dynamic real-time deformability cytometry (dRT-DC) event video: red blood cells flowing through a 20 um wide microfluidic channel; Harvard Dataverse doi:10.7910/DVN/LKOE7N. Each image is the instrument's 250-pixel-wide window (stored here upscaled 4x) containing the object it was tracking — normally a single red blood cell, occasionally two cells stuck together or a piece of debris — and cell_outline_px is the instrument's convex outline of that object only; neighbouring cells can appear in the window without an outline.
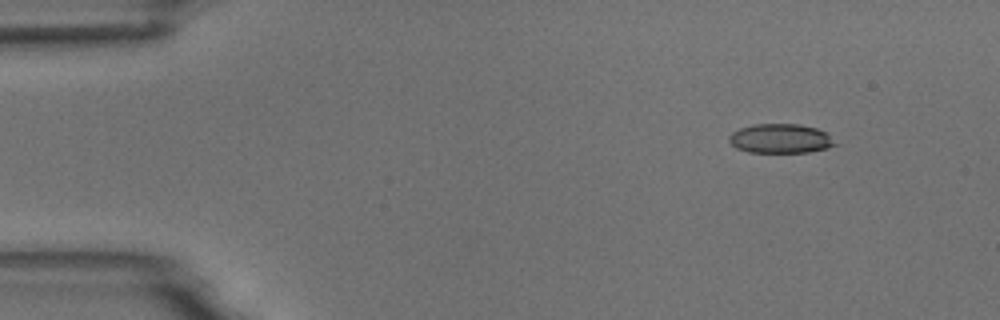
{"species": "common noctule bat (a hibernating species)", "species_latin": "Nyctalus noctula", "temperature_condition": "room temperature", "stored_images_in_passage": 3, "camera_frame_rate_fps": 3000, "um_per_image_px": 0.085, "animal": {"sex": "male", "body_mass_g": 18.8}, "frame": {"image": 1, "passage_image": 3, "time_ms": 2.333, "image_size_px": [1000, 320], "cell_outline_px": [[836, 144], [828, 148], [808, 152], [748, 152], [736, 148], [728, 140], [728, 136], [732, 132], [740, 128], [756, 124], [800, 124], [816, 128], [828, 132]], "centroid_in_image_um": [66.34, 11.77], "position_along_channel_um": 18.7, "area_um2": 18.15}}